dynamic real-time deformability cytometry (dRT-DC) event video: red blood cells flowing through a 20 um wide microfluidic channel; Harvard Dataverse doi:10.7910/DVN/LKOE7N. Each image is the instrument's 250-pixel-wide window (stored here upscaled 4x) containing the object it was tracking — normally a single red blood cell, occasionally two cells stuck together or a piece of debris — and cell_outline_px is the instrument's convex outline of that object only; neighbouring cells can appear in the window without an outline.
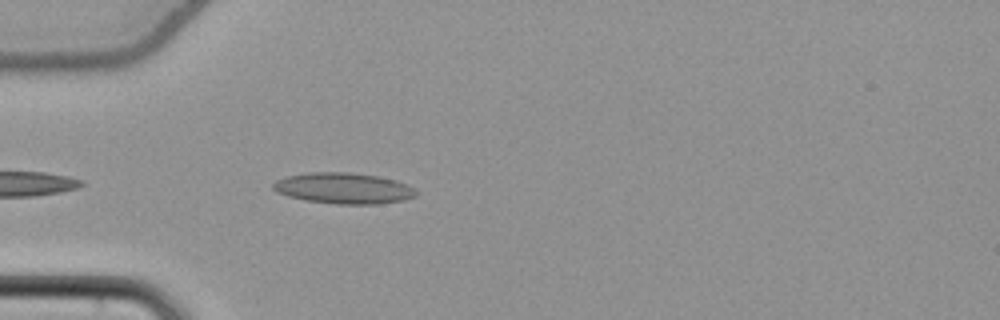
{"species": "common noctule bat (a hibernating species)", "species_latin": "Nyctalus noctula", "temperature_condition": "cold", "stored_images_in_passage": 8, "camera_frame_rate_fps": 3000, "um_per_image_px": 0.085, "animal": {"sex": "female", "body_mass_g": 22.7, "forearm_length_mm": 54.2}, "frame": {"image": 1, "passage_image": 3, "time_ms": 0.667, "image_size_px": [1000, 320], "cell_outline_px": [[416, 196], [404, 200], [376, 204], [336, 204], [304, 200], [288, 196], [276, 192], [272, 188], [272, 184], [276, 180], [288, 176], [308, 172], [348, 172], [376, 176], [396, 180], [408, 184], [416, 192]], "centroid_in_image_um": [29.18, 16.0], "position_along_channel_um": 55.8, "area_um2": 25.78}}
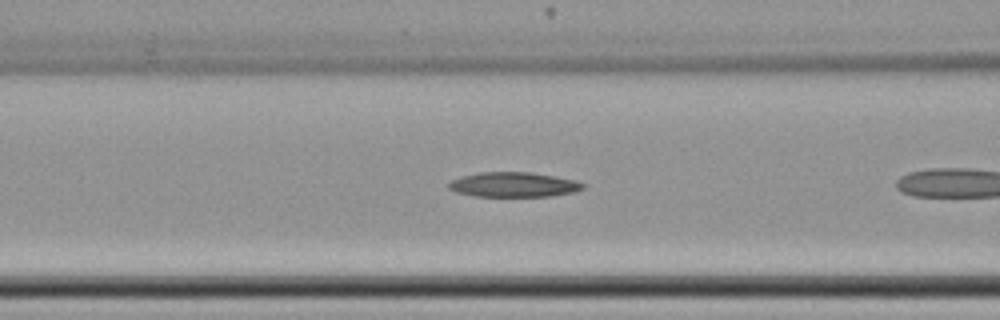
{"frame": {"image": 2, "passage_image": 6, "time_ms": 1.667, "image_size_px": [1000, 320], "cell_outline_px": [[584, 188], [576, 192], [552, 196], [472, 196], [456, 192], [448, 188], [448, 184], [452, 180], [460, 176], [480, 172], [532, 172], [576, 180], [584, 184]], "centroid_in_image_um": [43.66, 15.69], "position_along_channel_um": 122.9, "area_um2": 19.54}}